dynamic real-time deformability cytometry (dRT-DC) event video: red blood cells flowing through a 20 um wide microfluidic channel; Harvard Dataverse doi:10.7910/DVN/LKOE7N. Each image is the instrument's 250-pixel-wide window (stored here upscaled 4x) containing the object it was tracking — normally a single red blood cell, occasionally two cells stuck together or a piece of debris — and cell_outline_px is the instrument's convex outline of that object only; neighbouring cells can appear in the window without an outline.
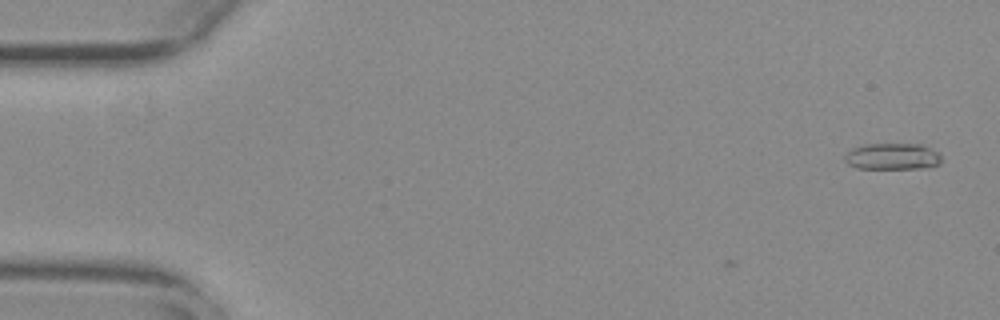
{"species": "common noctule bat (a hibernating species)", "species_latin": "Nyctalus noctula", "temperature_condition": "warm", "stored_images_in_passage": 6, "camera_frame_rate_fps": 3000, "um_per_image_px": 0.085, "animal": {"sex": "female", "body_mass_g": 29.2, "forearm_length_mm": 56.3}, "frame": {"image": 1, "passage_image": 6, "time_ms": 1.667, "image_size_px": [1000, 320], "cell_outline_px": [[940, 160], [936, 164], [920, 168], [856, 168], [848, 164], [844, 160], [844, 156], [852, 148], [864, 144], [920, 144], [940, 152]], "centroid_in_image_um": [75.81, 13.28], "position_along_channel_um": 9.2, "area_um2": 14.74}}